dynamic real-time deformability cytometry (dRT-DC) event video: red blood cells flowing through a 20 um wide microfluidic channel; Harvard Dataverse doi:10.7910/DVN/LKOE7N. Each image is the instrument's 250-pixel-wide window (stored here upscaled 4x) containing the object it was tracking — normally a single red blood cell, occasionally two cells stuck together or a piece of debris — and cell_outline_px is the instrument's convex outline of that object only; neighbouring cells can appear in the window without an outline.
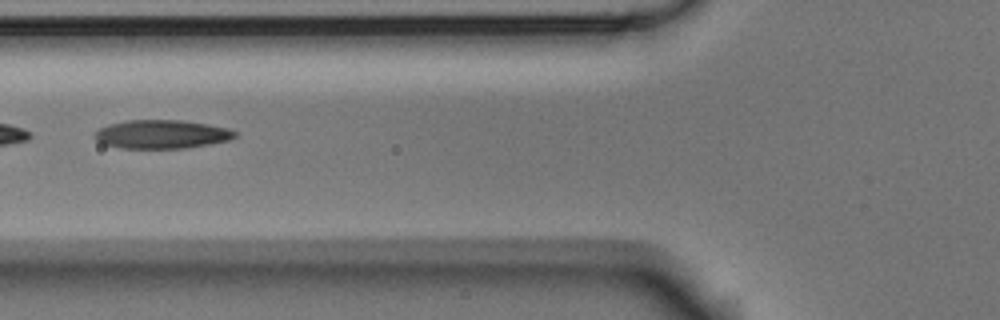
{"species": "Egyptian fruit bat (a non-hibernating species)", "species_latin": "Rousettus aegyptiacus", "temperature_condition": "room temperature", "stored_images_in_passage": 8, "camera_frame_rate_fps": 3000, "um_per_image_px": 0.085, "animal": {"sex": "male"}, "frame": {"image": 1, "passage_image": 5, "time_ms": 1.333, "image_size_px": [1000, 320], "cell_outline_px": [[236, 136], [228, 140], [188, 148], [120, 148], [104, 144], [96, 140], [96, 132], [100, 128], [108, 124], [128, 120], [180, 120], [208, 124], [228, 128], [236, 132]], "centroid_in_image_um": [13.74, 11.41], "position_along_channel_um": 112.1, "area_um2": 23.24}}
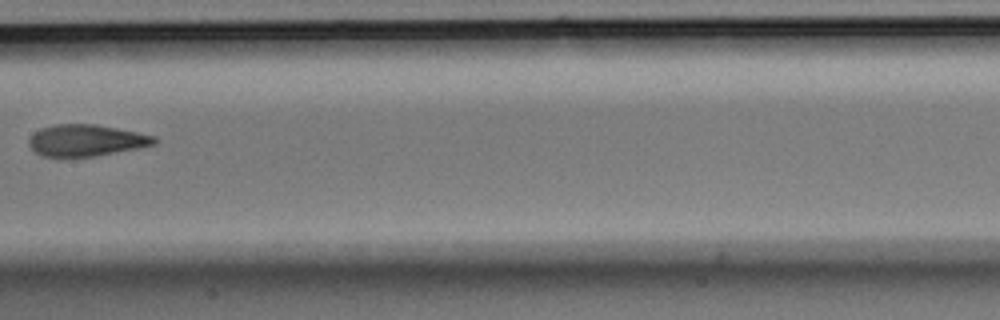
{"frame": {"image": 2, "passage_image": 7, "time_ms": 2.0, "image_size_px": [1000, 320], "cell_outline_px": [[156, 144], [136, 148], [92, 156], [44, 156], [36, 152], [28, 144], [28, 140], [40, 128], [56, 124], [96, 124], [156, 136]], "centroid_in_image_um": [7.31, 11.91], "position_along_channel_um": 200.1, "area_um2": 22.6}}
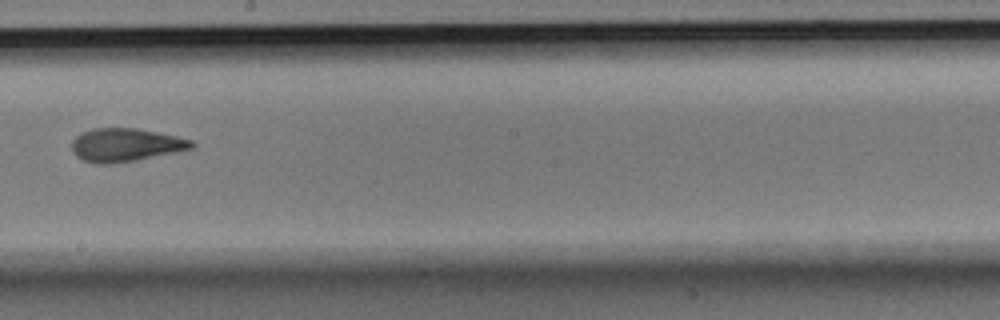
{"frame": {"image": 3, "passage_image": 8, "time_ms": 2.333, "image_size_px": [1000, 320], "cell_outline_px": [[196, 144], [192, 148], [176, 152], [136, 160], [108, 164], [96, 164], [84, 160], [76, 156], [72, 148], [72, 140], [80, 132], [92, 128], [136, 128], [176, 136], [192, 140]], "centroid_in_image_um": [10.65, 12.31], "position_along_channel_um": 237.5, "area_um2": 23.18}}